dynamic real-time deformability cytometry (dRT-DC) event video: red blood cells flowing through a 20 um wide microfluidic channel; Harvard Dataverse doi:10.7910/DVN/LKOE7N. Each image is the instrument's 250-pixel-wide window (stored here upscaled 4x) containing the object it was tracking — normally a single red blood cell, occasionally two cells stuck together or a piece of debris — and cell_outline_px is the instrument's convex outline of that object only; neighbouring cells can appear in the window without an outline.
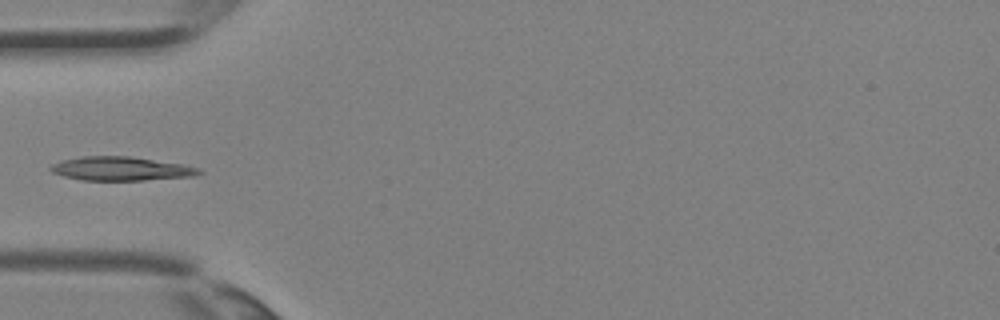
{"species": "Egyptian fruit bat (a non-hibernating species)", "species_latin": "Rousettus aegyptiacus", "temperature_condition": "room temperature", "stored_images_in_passage": 4, "camera_frame_rate_fps": 3000, "um_per_image_px": 0.085, "animal": {"sex": "female"}, "frame": {"image": 1, "passage_image": 4, "time_ms": 1.0, "image_size_px": [1000, 320], "cell_outline_px": [[204, 172], [196, 176], [144, 180], [80, 180], [64, 176], [52, 172], [48, 168], [52, 164], [60, 160], [80, 156], [128, 156], [180, 164], [200, 168]], "centroid_in_image_um": [10.26, 14.34], "position_along_channel_um": 74.7, "area_um2": 20.63}}